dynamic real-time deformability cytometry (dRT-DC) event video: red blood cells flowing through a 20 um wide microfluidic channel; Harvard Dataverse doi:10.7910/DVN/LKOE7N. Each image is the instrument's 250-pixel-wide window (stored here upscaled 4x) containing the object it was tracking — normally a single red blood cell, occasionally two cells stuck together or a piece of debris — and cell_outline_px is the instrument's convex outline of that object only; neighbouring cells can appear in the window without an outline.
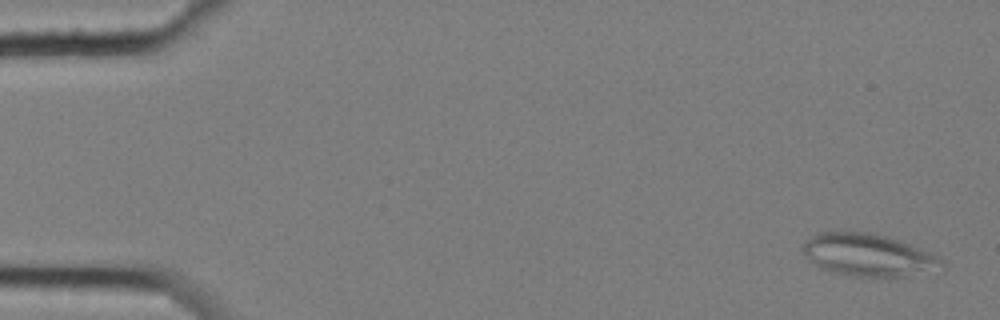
{"species": "common noctule bat (a hibernating species)", "species_latin": "Nyctalus noctula", "temperature_condition": "cold", "stored_images_in_passage": 5, "camera_frame_rate_fps": 3000, "um_per_image_px": 0.085, "animal": {"sex": "female", "body_mass_g": 25.1}, "frame": {"image": 1, "passage_image": 1, "time_ms": 0.0, "image_size_px": [1000, 320], "cell_outline_px": [[944, 268], [904, 276], [844, 276], [820, 268], [808, 260], [800, 248], [804, 240], [816, 232], [868, 232], [900, 240], [928, 252], [944, 260]], "centroid_in_image_um": [73.72, 21.67], "position_along_channel_um": 11.3, "area_um2": 34.39}}